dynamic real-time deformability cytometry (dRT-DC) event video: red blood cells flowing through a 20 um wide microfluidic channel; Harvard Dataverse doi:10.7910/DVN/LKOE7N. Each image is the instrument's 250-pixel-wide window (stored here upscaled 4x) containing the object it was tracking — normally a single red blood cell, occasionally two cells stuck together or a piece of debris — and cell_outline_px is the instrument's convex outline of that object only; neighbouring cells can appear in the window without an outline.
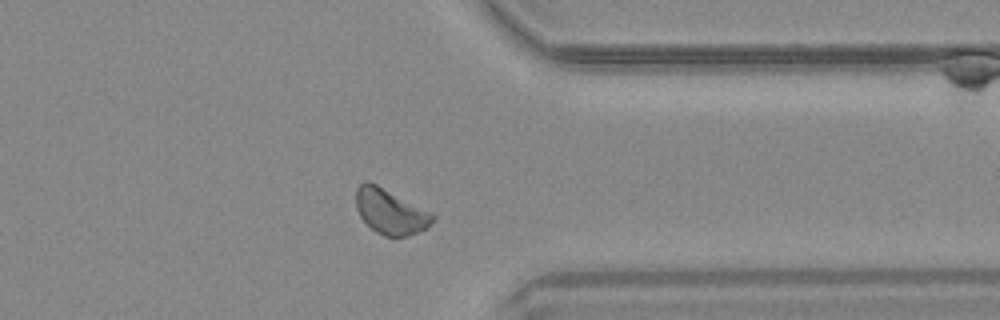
{"species": "common noctule bat (a hibernating species)", "species_latin": "Nyctalus noctula", "temperature_condition": "warm", "stored_images_in_passage": 31, "camera_frame_rate_fps": 3000, "um_per_image_px": 0.085, "animal": {"sex": "male", "body_mass_g": 20.4}, "frame": {"image": 1, "passage_image": 22, "time_ms": 7.0, "image_size_px": [1000, 320], "cell_outline_px": [[436, 220], [424, 228], [408, 236], [384, 236], [376, 232], [360, 216], [356, 208], [356, 188], [364, 180], [368, 180], [432, 212], [436, 216]], "centroid_in_image_um": [33.18, 17.96], "position_along_channel_um": 378.2, "area_um2": 20.06}}